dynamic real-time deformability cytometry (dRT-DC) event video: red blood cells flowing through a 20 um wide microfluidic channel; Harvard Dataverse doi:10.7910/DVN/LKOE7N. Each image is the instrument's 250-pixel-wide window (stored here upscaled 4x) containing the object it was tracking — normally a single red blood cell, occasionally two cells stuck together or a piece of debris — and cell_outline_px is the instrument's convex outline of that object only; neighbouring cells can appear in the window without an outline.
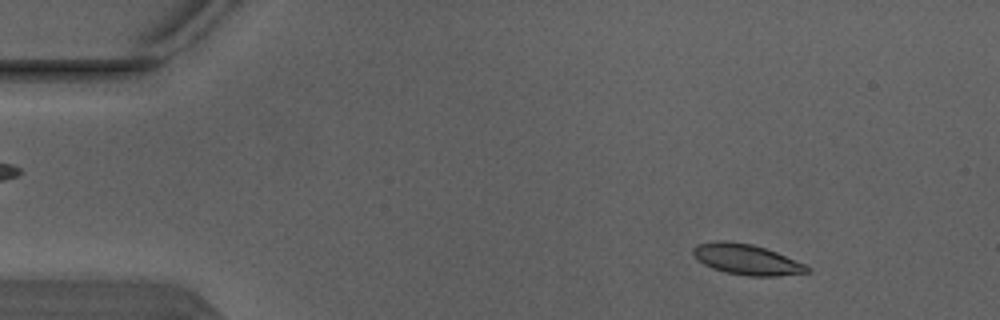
{"species": "Egyptian fruit bat (a non-hibernating species)", "species_latin": "Rousettus aegyptiacus", "temperature_condition": "warm", "stored_images_in_passage": 3, "camera_frame_rate_fps": 3000, "um_per_image_px": 0.085, "animal": {"sex": "male"}, "frame": {"image": 1, "passage_image": 1, "time_ms": 0.0, "image_size_px": [1000, 320], "cell_outline_px": [[812, 272], [780, 276], [748, 276], [728, 272], [712, 268], [696, 260], [692, 256], [692, 248], [696, 244], [716, 240], [724, 240], [752, 244], [776, 252], [804, 264], [812, 268]], "centroid_in_image_um": [63.44, 22.05], "position_along_channel_um": 21.6, "area_um2": 20.46}}